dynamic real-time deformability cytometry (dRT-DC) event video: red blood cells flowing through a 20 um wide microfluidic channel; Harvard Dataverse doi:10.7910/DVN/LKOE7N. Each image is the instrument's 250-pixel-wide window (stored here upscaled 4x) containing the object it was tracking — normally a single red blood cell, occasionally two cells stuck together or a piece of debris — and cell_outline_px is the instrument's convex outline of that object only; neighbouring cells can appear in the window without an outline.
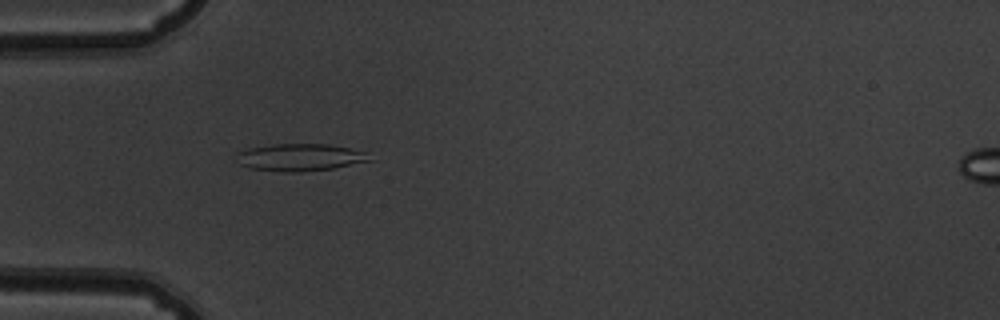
{"species": "common noctule bat (a hibernating species)", "species_latin": "Nyctalus noctula", "temperature_condition": "warm", "stored_images_in_passage": 39, "camera_frame_rate_fps": 3000, "um_per_image_px": 0.085, "animal": {"sex": "male", "body_mass_g": 19.5, "forearm_length_mm": 54.6}, "frame": {"image": 1, "passage_image": 3, "time_ms": 0.667, "image_size_px": [1000, 320], "cell_outline_px": [[372, 160], [332, 168], [300, 172], [284, 172], [248, 168], [240, 164], [236, 156], [236, 152], [248, 148], [272, 144], [328, 144], [348, 148], [364, 152]], "centroid_in_image_um": [25.42, 13.37], "position_along_channel_um": 59.6, "area_um2": 20.98}}
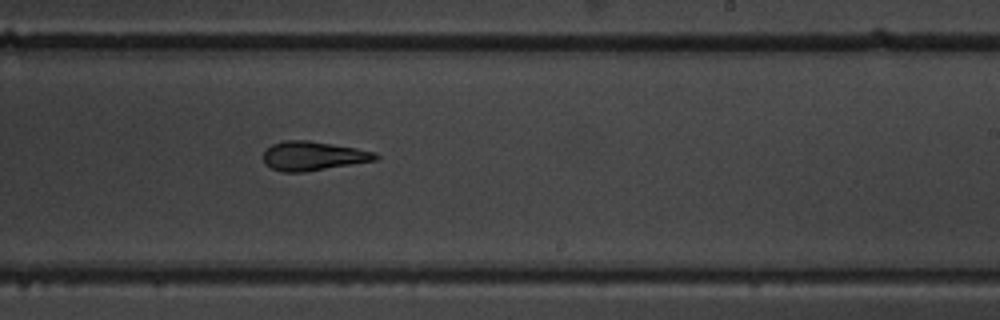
{"frame": {"image": 2, "passage_image": 19, "time_ms": 6.0, "image_size_px": [1000, 320], "cell_outline_px": [[380, 156], [376, 160], [304, 172], [280, 172], [264, 164], [264, 152], [272, 144], [284, 140], [308, 140], [356, 148], [376, 152]], "centroid_in_image_um": [26.6, 13.25], "position_along_channel_um": 262.4, "area_um2": 18.96}}
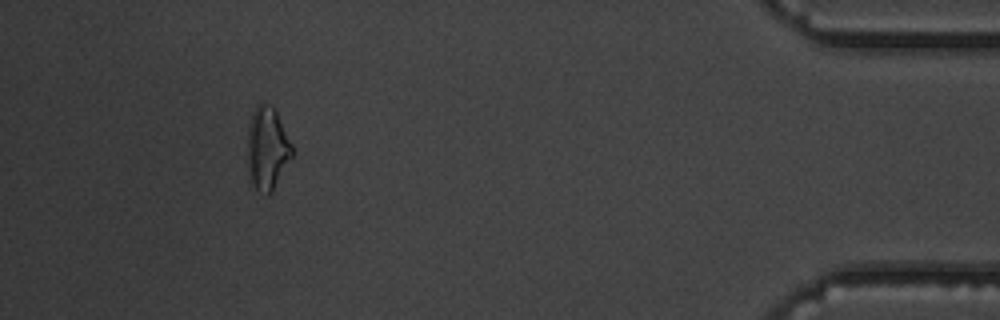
{"frame": {"image": 3, "passage_image": 35, "time_ms": 11.333, "image_size_px": [1000, 320], "cell_outline_px": [[292, 156], [272, 192], [264, 196], [248, 184], [248, 124], [252, 112], [256, 104], [268, 104], [276, 112], [292, 144]], "centroid_in_image_um": [22.68, 12.68], "position_along_channel_um": 412.5, "area_um2": 21.73}, "authors_computed_cell_mechanics": {"area_um2": 19.4786, "velocity_mm_per_s": 3.8912, "shape_relaxation_time_tau1_ms": 4.4765, "shape_relaxation_time_tau2_ms": 3.0024, "deformation_change_tau1": 0.1579, "deformation_change_tau2": 0.1176}}